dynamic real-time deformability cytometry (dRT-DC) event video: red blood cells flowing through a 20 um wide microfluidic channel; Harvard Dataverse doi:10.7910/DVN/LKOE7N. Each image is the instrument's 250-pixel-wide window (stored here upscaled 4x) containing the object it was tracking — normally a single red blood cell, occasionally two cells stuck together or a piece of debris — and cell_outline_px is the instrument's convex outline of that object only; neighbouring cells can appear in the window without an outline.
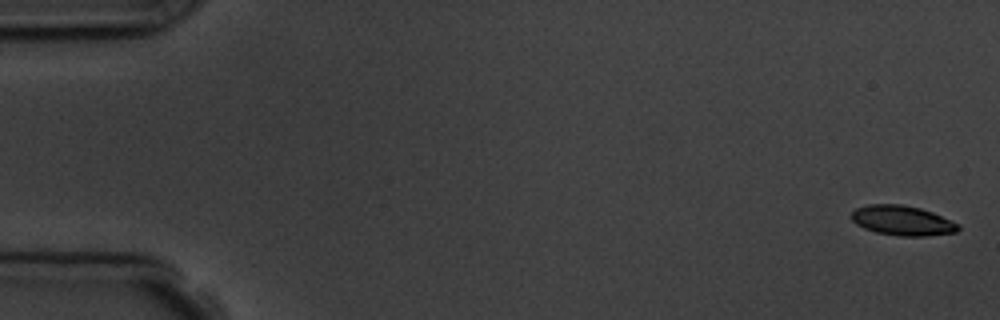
{"species": "common noctule bat (a hibernating species)", "species_latin": "Nyctalus noctula", "temperature_condition": "room temperature", "stored_images_in_passage": 15, "camera_frame_rate_fps": 3000, "um_per_image_px": 0.085, "animal": {"sex": "male", "body_mass_g": 19.5, "forearm_length_mm": 54.6}, "frame": {"image": 1, "passage_image": 1, "time_ms": 0.0, "image_size_px": [1000, 320], "cell_outline_px": [[960, 228], [956, 232], [928, 236], [900, 236], [876, 232], [864, 228], [856, 224], [852, 220], [852, 212], [856, 208], [868, 204], [900, 204], [920, 208], [932, 212], [960, 224]], "centroid_in_image_um": [76.71, 18.75], "position_along_channel_um": 8.3, "area_um2": 18.55}}
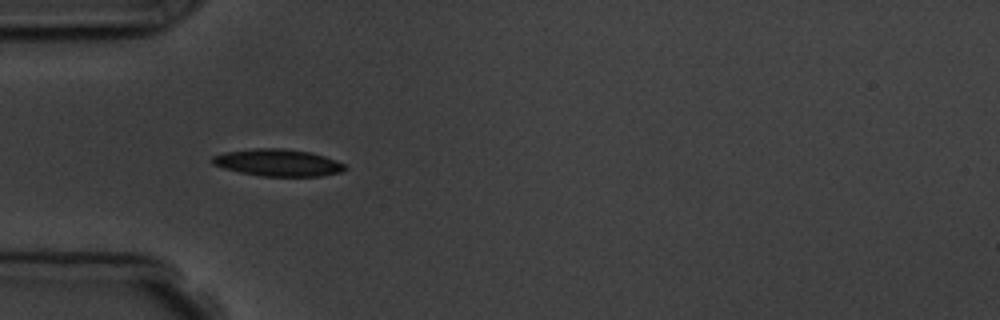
{"frame": {"image": 2, "passage_image": 5, "time_ms": 5.333, "image_size_px": [1000, 320], "cell_outline_px": [[348, 168], [340, 172], [320, 176], [260, 176], [240, 172], [224, 168], [212, 164], [212, 156], [224, 152], [256, 148], [284, 148], [312, 152], [336, 160], [344, 164]], "centroid_in_image_um": [23.63, 13.82], "position_along_channel_um": 61.4, "area_um2": 20.92}, "authors_computed_cell_mechanics": {"area_um2": 19.5364, "velocity_mm_per_s": 3.6976, "shape_relaxation_time_tau1_ms": 1.6563, "shape_relaxation_time_tau2_ms": null, "deformation_change_tau1": 0.1127, "deformation_change_tau2": null}}